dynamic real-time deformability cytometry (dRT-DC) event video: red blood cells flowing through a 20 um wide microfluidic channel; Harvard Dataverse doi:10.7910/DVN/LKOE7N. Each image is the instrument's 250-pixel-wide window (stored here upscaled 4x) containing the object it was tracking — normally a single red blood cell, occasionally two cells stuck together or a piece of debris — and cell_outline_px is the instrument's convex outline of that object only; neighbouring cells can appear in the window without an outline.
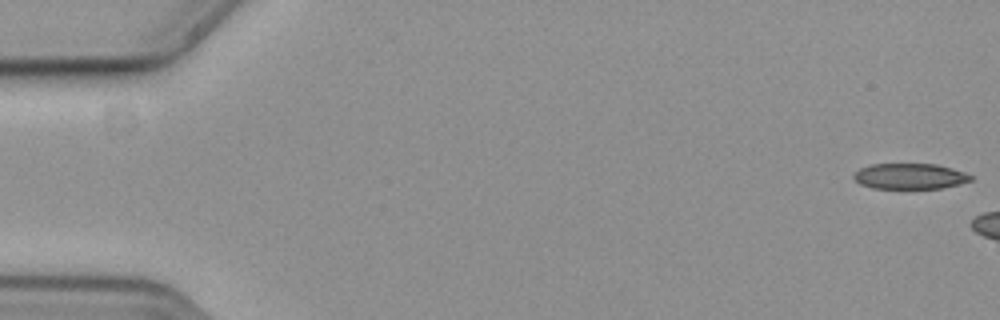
{"species": "common noctule bat (a hibernating species)", "species_latin": "Nyctalus noctula", "temperature_condition": "cold", "stored_images_in_passage": 7, "camera_frame_rate_fps": 3000, "um_per_image_px": 0.085, "animal": {"sex": "female", "body_mass_g": 19.3, "forearm_length_mm": 54.1}, "frame": {"image": 1, "passage_image": 1, "time_ms": 0.0, "image_size_px": [1000, 320], "cell_outline_px": [[972, 180], [940, 188], [876, 188], [860, 184], [852, 176], [860, 168], [872, 164], [936, 164], [952, 168], [964, 172], [972, 176]], "centroid_in_image_um": [77.33, 14.97], "position_along_channel_um": 7.7, "area_um2": 17.22}}